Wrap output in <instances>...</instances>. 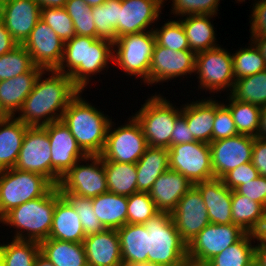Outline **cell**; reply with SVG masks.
I'll list each match as a JSON object with an SVG mask.
<instances>
[{
    "mask_svg": "<svg viewBox=\"0 0 266 266\" xmlns=\"http://www.w3.org/2000/svg\"><path fill=\"white\" fill-rule=\"evenodd\" d=\"M257 177H259L258 170L253 166L252 162H249L230 170L221 179L230 190H235L241 184H246V182L252 181Z\"/></svg>",
    "mask_w": 266,
    "mask_h": 266,
    "instance_id": "f907efd6",
    "label": "cell"
},
{
    "mask_svg": "<svg viewBox=\"0 0 266 266\" xmlns=\"http://www.w3.org/2000/svg\"><path fill=\"white\" fill-rule=\"evenodd\" d=\"M171 215L181 239L186 244L210 223L204 200L194 185L179 200Z\"/></svg>",
    "mask_w": 266,
    "mask_h": 266,
    "instance_id": "e0dca14e",
    "label": "cell"
},
{
    "mask_svg": "<svg viewBox=\"0 0 266 266\" xmlns=\"http://www.w3.org/2000/svg\"><path fill=\"white\" fill-rule=\"evenodd\" d=\"M195 75L198 76V91L201 89L205 93L208 91L209 94L223 91L227 92L226 95L230 94L235 83L232 53L221 45L197 53Z\"/></svg>",
    "mask_w": 266,
    "mask_h": 266,
    "instance_id": "9c48e42d",
    "label": "cell"
},
{
    "mask_svg": "<svg viewBox=\"0 0 266 266\" xmlns=\"http://www.w3.org/2000/svg\"><path fill=\"white\" fill-rule=\"evenodd\" d=\"M119 9L121 0H107L99 6L91 7L97 39L103 38L112 42L117 39Z\"/></svg>",
    "mask_w": 266,
    "mask_h": 266,
    "instance_id": "f35d334b",
    "label": "cell"
},
{
    "mask_svg": "<svg viewBox=\"0 0 266 266\" xmlns=\"http://www.w3.org/2000/svg\"><path fill=\"white\" fill-rule=\"evenodd\" d=\"M231 214L233 224L241 227L246 233H254L264 221L266 209L258 202L232 190Z\"/></svg>",
    "mask_w": 266,
    "mask_h": 266,
    "instance_id": "e575fe53",
    "label": "cell"
},
{
    "mask_svg": "<svg viewBox=\"0 0 266 266\" xmlns=\"http://www.w3.org/2000/svg\"><path fill=\"white\" fill-rule=\"evenodd\" d=\"M230 95L240 102L264 107L266 105V70L235 80Z\"/></svg>",
    "mask_w": 266,
    "mask_h": 266,
    "instance_id": "8d00e7d4",
    "label": "cell"
},
{
    "mask_svg": "<svg viewBox=\"0 0 266 266\" xmlns=\"http://www.w3.org/2000/svg\"><path fill=\"white\" fill-rule=\"evenodd\" d=\"M93 210L106 229H119L127 224L126 196L106 192L92 198Z\"/></svg>",
    "mask_w": 266,
    "mask_h": 266,
    "instance_id": "d6a6232c",
    "label": "cell"
},
{
    "mask_svg": "<svg viewBox=\"0 0 266 266\" xmlns=\"http://www.w3.org/2000/svg\"><path fill=\"white\" fill-rule=\"evenodd\" d=\"M14 168L43 175L51 182V145L42 126H30Z\"/></svg>",
    "mask_w": 266,
    "mask_h": 266,
    "instance_id": "2e32d148",
    "label": "cell"
},
{
    "mask_svg": "<svg viewBox=\"0 0 266 266\" xmlns=\"http://www.w3.org/2000/svg\"><path fill=\"white\" fill-rule=\"evenodd\" d=\"M64 8L73 21L77 36L96 38V27L91 7L83 0H67Z\"/></svg>",
    "mask_w": 266,
    "mask_h": 266,
    "instance_id": "f6af8a7d",
    "label": "cell"
},
{
    "mask_svg": "<svg viewBox=\"0 0 266 266\" xmlns=\"http://www.w3.org/2000/svg\"><path fill=\"white\" fill-rule=\"evenodd\" d=\"M192 186L180 172L168 169L157 178L149 194L160 212L171 213Z\"/></svg>",
    "mask_w": 266,
    "mask_h": 266,
    "instance_id": "d4e9b609",
    "label": "cell"
},
{
    "mask_svg": "<svg viewBox=\"0 0 266 266\" xmlns=\"http://www.w3.org/2000/svg\"><path fill=\"white\" fill-rule=\"evenodd\" d=\"M54 185L43 175L16 168L0 171V219L11 209L44 196Z\"/></svg>",
    "mask_w": 266,
    "mask_h": 266,
    "instance_id": "ba28073f",
    "label": "cell"
},
{
    "mask_svg": "<svg viewBox=\"0 0 266 266\" xmlns=\"http://www.w3.org/2000/svg\"><path fill=\"white\" fill-rule=\"evenodd\" d=\"M164 22L161 27L156 25L153 28L156 43L174 51L190 50L181 21L177 18L176 20H164Z\"/></svg>",
    "mask_w": 266,
    "mask_h": 266,
    "instance_id": "ee69618b",
    "label": "cell"
},
{
    "mask_svg": "<svg viewBox=\"0 0 266 266\" xmlns=\"http://www.w3.org/2000/svg\"><path fill=\"white\" fill-rule=\"evenodd\" d=\"M157 92L148 96L141 108L133 113L140 123L149 147H171L172 132L176 119L182 114V106L176 105Z\"/></svg>",
    "mask_w": 266,
    "mask_h": 266,
    "instance_id": "5b68a950",
    "label": "cell"
},
{
    "mask_svg": "<svg viewBox=\"0 0 266 266\" xmlns=\"http://www.w3.org/2000/svg\"><path fill=\"white\" fill-rule=\"evenodd\" d=\"M252 164L258 170L259 176L266 177V140L254 137Z\"/></svg>",
    "mask_w": 266,
    "mask_h": 266,
    "instance_id": "11a10c76",
    "label": "cell"
},
{
    "mask_svg": "<svg viewBox=\"0 0 266 266\" xmlns=\"http://www.w3.org/2000/svg\"><path fill=\"white\" fill-rule=\"evenodd\" d=\"M171 12L175 17L189 15L218 16L220 0H170Z\"/></svg>",
    "mask_w": 266,
    "mask_h": 266,
    "instance_id": "c3c4849f",
    "label": "cell"
},
{
    "mask_svg": "<svg viewBox=\"0 0 266 266\" xmlns=\"http://www.w3.org/2000/svg\"><path fill=\"white\" fill-rule=\"evenodd\" d=\"M196 54L191 50L174 51L169 48L154 46L148 79L143 83L152 87L174 78L188 77L195 73Z\"/></svg>",
    "mask_w": 266,
    "mask_h": 266,
    "instance_id": "5bb4252c",
    "label": "cell"
},
{
    "mask_svg": "<svg viewBox=\"0 0 266 266\" xmlns=\"http://www.w3.org/2000/svg\"><path fill=\"white\" fill-rule=\"evenodd\" d=\"M57 187L60 192L87 198L108 192L103 159L100 155H88L79 160L61 177Z\"/></svg>",
    "mask_w": 266,
    "mask_h": 266,
    "instance_id": "8fae6325",
    "label": "cell"
},
{
    "mask_svg": "<svg viewBox=\"0 0 266 266\" xmlns=\"http://www.w3.org/2000/svg\"><path fill=\"white\" fill-rule=\"evenodd\" d=\"M266 63V36H250Z\"/></svg>",
    "mask_w": 266,
    "mask_h": 266,
    "instance_id": "680465c9",
    "label": "cell"
},
{
    "mask_svg": "<svg viewBox=\"0 0 266 266\" xmlns=\"http://www.w3.org/2000/svg\"><path fill=\"white\" fill-rule=\"evenodd\" d=\"M246 232L233 223H209L187 244V257L209 262L213 257L240 240Z\"/></svg>",
    "mask_w": 266,
    "mask_h": 266,
    "instance_id": "9a60e30c",
    "label": "cell"
},
{
    "mask_svg": "<svg viewBox=\"0 0 266 266\" xmlns=\"http://www.w3.org/2000/svg\"><path fill=\"white\" fill-rule=\"evenodd\" d=\"M250 17V35L266 36V0H255Z\"/></svg>",
    "mask_w": 266,
    "mask_h": 266,
    "instance_id": "f5cc1de1",
    "label": "cell"
},
{
    "mask_svg": "<svg viewBox=\"0 0 266 266\" xmlns=\"http://www.w3.org/2000/svg\"><path fill=\"white\" fill-rule=\"evenodd\" d=\"M39 7L42 8H59L64 7L67 0H35Z\"/></svg>",
    "mask_w": 266,
    "mask_h": 266,
    "instance_id": "94428289",
    "label": "cell"
},
{
    "mask_svg": "<svg viewBox=\"0 0 266 266\" xmlns=\"http://www.w3.org/2000/svg\"><path fill=\"white\" fill-rule=\"evenodd\" d=\"M4 117H5V115L0 110V120L3 119Z\"/></svg>",
    "mask_w": 266,
    "mask_h": 266,
    "instance_id": "2644e50d",
    "label": "cell"
},
{
    "mask_svg": "<svg viewBox=\"0 0 266 266\" xmlns=\"http://www.w3.org/2000/svg\"><path fill=\"white\" fill-rule=\"evenodd\" d=\"M248 42L249 46L239 47L232 53L235 80L266 70L265 60L256 45L251 40Z\"/></svg>",
    "mask_w": 266,
    "mask_h": 266,
    "instance_id": "60d3db41",
    "label": "cell"
},
{
    "mask_svg": "<svg viewBox=\"0 0 266 266\" xmlns=\"http://www.w3.org/2000/svg\"><path fill=\"white\" fill-rule=\"evenodd\" d=\"M254 259L258 266H266V246H255Z\"/></svg>",
    "mask_w": 266,
    "mask_h": 266,
    "instance_id": "6125c7cd",
    "label": "cell"
},
{
    "mask_svg": "<svg viewBox=\"0 0 266 266\" xmlns=\"http://www.w3.org/2000/svg\"><path fill=\"white\" fill-rule=\"evenodd\" d=\"M11 0H0V6H2L3 4L10 2Z\"/></svg>",
    "mask_w": 266,
    "mask_h": 266,
    "instance_id": "89a4df30",
    "label": "cell"
},
{
    "mask_svg": "<svg viewBox=\"0 0 266 266\" xmlns=\"http://www.w3.org/2000/svg\"><path fill=\"white\" fill-rule=\"evenodd\" d=\"M41 20L50 26L63 42L76 35L73 21L64 7L42 8Z\"/></svg>",
    "mask_w": 266,
    "mask_h": 266,
    "instance_id": "7dc6e473",
    "label": "cell"
},
{
    "mask_svg": "<svg viewBox=\"0 0 266 266\" xmlns=\"http://www.w3.org/2000/svg\"><path fill=\"white\" fill-rule=\"evenodd\" d=\"M127 199V224H143L160 212L149 192H137Z\"/></svg>",
    "mask_w": 266,
    "mask_h": 266,
    "instance_id": "bcb514c9",
    "label": "cell"
},
{
    "mask_svg": "<svg viewBox=\"0 0 266 266\" xmlns=\"http://www.w3.org/2000/svg\"><path fill=\"white\" fill-rule=\"evenodd\" d=\"M40 252L54 266H88L83 243L48 238L40 242Z\"/></svg>",
    "mask_w": 266,
    "mask_h": 266,
    "instance_id": "1f68e13d",
    "label": "cell"
},
{
    "mask_svg": "<svg viewBox=\"0 0 266 266\" xmlns=\"http://www.w3.org/2000/svg\"><path fill=\"white\" fill-rule=\"evenodd\" d=\"M199 190L208 211V217L212 224L233 223L231 214L232 190H230L220 178L194 184Z\"/></svg>",
    "mask_w": 266,
    "mask_h": 266,
    "instance_id": "603a6c76",
    "label": "cell"
},
{
    "mask_svg": "<svg viewBox=\"0 0 266 266\" xmlns=\"http://www.w3.org/2000/svg\"><path fill=\"white\" fill-rule=\"evenodd\" d=\"M253 235L255 241H257L255 246H266V216L264 221L258 226Z\"/></svg>",
    "mask_w": 266,
    "mask_h": 266,
    "instance_id": "6f0895ef",
    "label": "cell"
},
{
    "mask_svg": "<svg viewBox=\"0 0 266 266\" xmlns=\"http://www.w3.org/2000/svg\"><path fill=\"white\" fill-rule=\"evenodd\" d=\"M255 238L252 233H246L236 243L213 257L211 266H245L254 259Z\"/></svg>",
    "mask_w": 266,
    "mask_h": 266,
    "instance_id": "ab89813d",
    "label": "cell"
},
{
    "mask_svg": "<svg viewBox=\"0 0 266 266\" xmlns=\"http://www.w3.org/2000/svg\"><path fill=\"white\" fill-rule=\"evenodd\" d=\"M42 127L47 131L51 145V183L57 186L61 177L88 155L78 145L62 120Z\"/></svg>",
    "mask_w": 266,
    "mask_h": 266,
    "instance_id": "4fadbf2b",
    "label": "cell"
},
{
    "mask_svg": "<svg viewBox=\"0 0 266 266\" xmlns=\"http://www.w3.org/2000/svg\"><path fill=\"white\" fill-rule=\"evenodd\" d=\"M165 1L168 0H121L117 38L152 31L155 24L159 23L160 14H163L161 10L165 7Z\"/></svg>",
    "mask_w": 266,
    "mask_h": 266,
    "instance_id": "d6986e66",
    "label": "cell"
},
{
    "mask_svg": "<svg viewBox=\"0 0 266 266\" xmlns=\"http://www.w3.org/2000/svg\"><path fill=\"white\" fill-rule=\"evenodd\" d=\"M149 236L148 261L160 266H182L187 244L181 239L169 212H159L143 223Z\"/></svg>",
    "mask_w": 266,
    "mask_h": 266,
    "instance_id": "8992f818",
    "label": "cell"
},
{
    "mask_svg": "<svg viewBox=\"0 0 266 266\" xmlns=\"http://www.w3.org/2000/svg\"><path fill=\"white\" fill-rule=\"evenodd\" d=\"M88 266H119L123 264L121 245L116 229H104L83 241Z\"/></svg>",
    "mask_w": 266,
    "mask_h": 266,
    "instance_id": "7402d4cb",
    "label": "cell"
},
{
    "mask_svg": "<svg viewBox=\"0 0 266 266\" xmlns=\"http://www.w3.org/2000/svg\"><path fill=\"white\" fill-rule=\"evenodd\" d=\"M112 62V41L75 35L64 42L62 60L56 70L69 76L73 84L84 91L91 84L93 75L105 74L102 72L106 69L108 72Z\"/></svg>",
    "mask_w": 266,
    "mask_h": 266,
    "instance_id": "7a4b0ae2",
    "label": "cell"
},
{
    "mask_svg": "<svg viewBox=\"0 0 266 266\" xmlns=\"http://www.w3.org/2000/svg\"><path fill=\"white\" fill-rule=\"evenodd\" d=\"M156 44L153 30L126 34L113 42V63L125 76L139 78L144 83L149 76L150 63Z\"/></svg>",
    "mask_w": 266,
    "mask_h": 266,
    "instance_id": "52a82bcc",
    "label": "cell"
},
{
    "mask_svg": "<svg viewBox=\"0 0 266 266\" xmlns=\"http://www.w3.org/2000/svg\"><path fill=\"white\" fill-rule=\"evenodd\" d=\"M115 124L110 122L100 156L103 160L135 164L148 147L142 127L133 115L124 125Z\"/></svg>",
    "mask_w": 266,
    "mask_h": 266,
    "instance_id": "30bf717a",
    "label": "cell"
},
{
    "mask_svg": "<svg viewBox=\"0 0 266 266\" xmlns=\"http://www.w3.org/2000/svg\"><path fill=\"white\" fill-rule=\"evenodd\" d=\"M119 266H130V265H127V264H121V265H119Z\"/></svg>",
    "mask_w": 266,
    "mask_h": 266,
    "instance_id": "34e18365",
    "label": "cell"
},
{
    "mask_svg": "<svg viewBox=\"0 0 266 266\" xmlns=\"http://www.w3.org/2000/svg\"><path fill=\"white\" fill-rule=\"evenodd\" d=\"M256 137L266 140V105L261 107L260 122Z\"/></svg>",
    "mask_w": 266,
    "mask_h": 266,
    "instance_id": "91938a15",
    "label": "cell"
},
{
    "mask_svg": "<svg viewBox=\"0 0 266 266\" xmlns=\"http://www.w3.org/2000/svg\"><path fill=\"white\" fill-rule=\"evenodd\" d=\"M85 237L78 214L55 186V208L49 238L83 243Z\"/></svg>",
    "mask_w": 266,
    "mask_h": 266,
    "instance_id": "484cf974",
    "label": "cell"
},
{
    "mask_svg": "<svg viewBox=\"0 0 266 266\" xmlns=\"http://www.w3.org/2000/svg\"><path fill=\"white\" fill-rule=\"evenodd\" d=\"M117 232L123 264L148 261L150 235L143 224H125Z\"/></svg>",
    "mask_w": 266,
    "mask_h": 266,
    "instance_id": "4dcf8cb0",
    "label": "cell"
},
{
    "mask_svg": "<svg viewBox=\"0 0 266 266\" xmlns=\"http://www.w3.org/2000/svg\"><path fill=\"white\" fill-rule=\"evenodd\" d=\"M245 266H258V263L255 259H253L251 262H249L247 265Z\"/></svg>",
    "mask_w": 266,
    "mask_h": 266,
    "instance_id": "a7ac6f4b",
    "label": "cell"
},
{
    "mask_svg": "<svg viewBox=\"0 0 266 266\" xmlns=\"http://www.w3.org/2000/svg\"><path fill=\"white\" fill-rule=\"evenodd\" d=\"M60 193L78 214L85 236L96 234L106 229L93 210L92 198L78 196L70 192Z\"/></svg>",
    "mask_w": 266,
    "mask_h": 266,
    "instance_id": "7bdbcfd3",
    "label": "cell"
},
{
    "mask_svg": "<svg viewBox=\"0 0 266 266\" xmlns=\"http://www.w3.org/2000/svg\"><path fill=\"white\" fill-rule=\"evenodd\" d=\"M0 19L12 38L22 45L41 19V8L35 0H11L0 6Z\"/></svg>",
    "mask_w": 266,
    "mask_h": 266,
    "instance_id": "44dd1931",
    "label": "cell"
},
{
    "mask_svg": "<svg viewBox=\"0 0 266 266\" xmlns=\"http://www.w3.org/2000/svg\"><path fill=\"white\" fill-rule=\"evenodd\" d=\"M214 178H222L239 165L252 162L254 137L238 134L210 144Z\"/></svg>",
    "mask_w": 266,
    "mask_h": 266,
    "instance_id": "ffe728a7",
    "label": "cell"
},
{
    "mask_svg": "<svg viewBox=\"0 0 266 266\" xmlns=\"http://www.w3.org/2000/svg\"><path fill=\"white\" fill-rule=\"evenodd\" d=\"M235 1H236V3H240V2L243 3V2H245V0H235Z\"/></svg>",
    "mask_w": 266,
    "mask_h": 266,
    "instance_id": "753ad0ef",
    "label": "cell"
},
{
    "mask_svg": "<svg viewBox=\"0 0 266 266\" xmlns=\"http://www.w3.org/2000/svg\"><path fill=\"white\" fill-rule=\"evenodd\" d=\"M225 105L230 109L238 134L256 137L260 122L261 108L251 103L235 100L230 94Z\"/></svg>",
    "mask_w": 266,
    "mask_h": 266,
    "instance_id": "74e56055",
    "label": "cell"
},
{
    "mask_svg": "<svg viewBox=\"0 0 266 266\" xmlns=\"http://www.w3.org/2000/svg\"><path fill=\"white\" fill-rule=\"evenodd\" d=\"M34 266H54L41 252L36 257Z\"/></svg>",
    "mask_w": 266,
    "mask_h": 266,
    "instance_id": "e7e4bbea",
    "label": "cell"
},
{
    "mask_svg": "<svg viewBox=\"0 0 266 266\" xmlns=\"http://www.w3.org/2000/svg\"><path fill=\"white\" fill-rule=\"evenodd\" d=\"M191 100L182 104V115L186 118L191 135L196 141L210 144L216 114V96ZM214 96V98H212Z\"/></svg>",
    "mask_w": 266,
    "mask_h": 266,
    "instance_id": "cb8c5ba5",
    "label": "cell"
},
{
    "mask_svg": "<svg viewBox=\"0 0 266 266\" xmlns=\"http://www.w3.org/2000/svg\"><path fill=\"white\" fill-rule=\"evenodd\" d=\"M55 208V186L44 196L29 200L7 212L0 224L14 228L13 239L41 242L49 238Z\"/></svg>",
    "mask_w": 266,
    "mask_h": 266,
    "instance_id": "277c9868",
    "label": "cell"
},
{
    "mask_svg": "<svg viewBox=\"0 0 266 266\" xmlns=\"http://www.w3.org/2000/svg\"><path fill=\"white\" fill-rule=\"evenodd\" d=\"M135 164L137 191L149 192L157 178L169 169L168 149L148 146Z\"/></svg>",
    "mask_w": 266,
    "mask_h": 266,
    "instance_id": "f546056e",
    "label": "cell"
},
{
    "mask_svg": "<svg viewBox=\"0 0 266 266\" xmlns=\"http://www.w3.org/2000/svg\"><path fill=\"white\" fill-rule=\"evenodd\" d=\"M108 192L128 197L137 193L136 164L103 160Z\"/></svg>",
    "mask_w": 266,
    "mask_h": 266,
    "instance_id": "836d02e7",
    "label": "cell"
},
{
    "mask_svg": "<svg viewBox=\"0 0 266 266\" xmlns=\"http://www.w3.org/2000/svg\"><path fill=\"white\" fill-rule=\"evenodd\" d=\"M0 266H3V262H2V259H1V249H0Z\"/></svg>",
    "mask_w": 266,
    "mask_h": 266,
    "instance_id": "8c879c8a",
    "label": "cell"
},
{
    "mask_svg": "<svg viewBox=\"0 0 266 266\" xmlns=\"http://www.w3.org/2000/svg\"><path fill=\"white\" fill-rule=\"evenodd\" d=\"M79 92L69 76L57 70H43L15 117L28 126H44L59 121Z\"/></svg>",
    "mask_w": 266,
    "mask_h": 266,
    "instance_id": "6da1fadb",
    "label": "cell"
},
{
    "mask_svg": "<svg viewBox=\"0 0 266 266\" xmlns=\"http://www.w3.org/2000/svg\"><path fill=\"white\" fill-rule=\"evenodd\" d=\"M35 67L31 55L22 46L0 56V81L24 74Z\"/></svg>",
    "mask_w": 266,
    "mask_h": 266,
    "instance_id": "b9f144b4",
    "label": "cell"
},
{
    "mask_svg": "<svg viewBox=\"0 0 266 266\" xmlns=\"http://www.w3.org/2000/svg\"><path fill=\"white\" fill-rule=\"evenodd\" d=\"M213 15L182 16L179 20L185 31L189 49L195 54L219 47L215 27L211 19Z\"/></svg>",
    "mask_w": 266,
    "mask_h": 266,
    "instance_id": "f1b7e54d",
    "label": "cell"
},
{
    "mask_svg": "<svg viewBox=\"0 0 266 266\" xmlns=\"http://www.w3.org/2000/svg\"><path fill=\"white\" fill-rule=\"evenodd\" d=\"M182 266H211L209 262L198 261L187 257Z\"/></svg>",
    "mask_w": 266,
    "mask_h": 266,
    "instance_id": "be15d7a7",
    "label": "cell"
},
{
    "mask_svg": "<svg viewBox=\"0 0 266 266\" xmlns=\"http://www.w3.org/2000/svg\"><path fill=\"white\" fill-rule=\"evenodd\" d=\"M22 46L31 55L35 66L56 70L62 60L64 42L43 20H39Z\"/></svg>",
    "mask_w": 266,
    "mask_h": 266,
    "instance_id": "ac0fdd59",
    "label": "cell"
},
{
    "mask_svg": "<svg viewBox=\"0 0 266 266\" xmlns=\"http://www.w3.org/2000/svg\"><path fill=\"white\" fill-rule=\"evenodd\" d=\"M238 194L260 203L266 209V177L259 176L235 189Z\"/></svg>",
    "mask_w": 266,
    "mask_h": 266,
    "instance_id": "816d5d0a",
    "label": "cell"
},
{
    "mask_svg": "<svg viewBox=\"0 0 266 266\" xmlns=\"http://www.w3.org/2000/svg\"><path fill=\"white\" fill-rule=\"evenodd\" d=\"M18 45L0 19V56L12 51Z\"/></svg>",
    "mask_w": 266,
    "mask_h": 266,
    "instance_id": "9f6ffc18",
    "label": "cell"
},
{
    "mask_svg": "<svg viewBox=\"0 0 266 266\" xmlns=\"http://www.w3.org/2000/svg\"><path fill=\"white\" fill-rule=\"evenodd\" d=\"M129 265L130 266H160V265L153 263L151 261L132 262Z\"/></svg>",
    "mask_w": 266,
    "mask_h": 266,
    "instance_id": "03108f58",
    "label": "cell"
},
{
    "mask_svg": "<svg viewBox=\"0 0 266 266\" xmlns=\"http://www.w3.org/2000/svg\"><path fill=\"white\" fill-rule=\"evenodd\" d=\"M169 169L180 172L193 185L214 178L208 143L195 141L168 149Z\"/></svg>",
    "mask_w": 266,
    "mask_h": 266,
    "instance_id": "7c38bea8",
    "label": "cell"
},
{
    "mask_svg": "<svg viewBox=\"0 0 266 266\" xmlns=\"http://www.w3.org/2000/svg\"><path fill=\"white\" fill-rule=\"evenodd\" d=\"M195 141V138L191 135V131L188 128L186 118L181 114L175 122L174 130L172 132L171 146Z\"/></svg>",
    "mask_w": 266,
    "mask_h": 266,
    "instance_id": "db71d44e",
    "label": "cell"
},
{
    "mask_svg": "<svg viewBox=\"0 0 266 266\" xmlns=\"http://www.w3.org/2000/svg\"><path fill=\"white\" fill-rule=\"evenodd\" d=\"M0 249L3 266H34L40 243L11 238L6 244L0 242Z\"/></svg>",
    "mask_w": 266,
    "mask_h": 266,
    "instance_id": "d590c367",
    "label": "cell"
},
{
    "mask_svg": "<svg viewBox=\"0 0 266 266\" xmlns=\"http://www.w3.org/2000/svg\"><path fill=\"white\" fill-rule=\"evenodd\" d=\"M29 127L15 116L0 120V171L14 168Z\"/></svg>",
    "mask_w": 266,
    "mask_h": 266,
    "instance_id": "83f0119b",
    "label": "cell"
},
{
    "mask_svg": "<svg viewBox=\"0 0 266 266\" xmlns=\"http://www.w3.org/2000/svg\"><path fill=\"white\" fill-rule=\"evenodd\" d=\"M89 7L99 6L107 0H83Z\"/></svg>",
    "mask_w": 266,
    "mask_h": 266,
    "instance_id": "003e7915",
    "label": "cell"
},
{
    "mask_svg": "<svg viewBox=\"0 0 266 266\" xmlns=\"http://www.w3.org/2000/svg\"><path fill=\"white\" fill-rule=\"evenodd\" d=\"M82 94L83 91H80L70 101L61 120L87 155H100L106 143L112 116L109 118L104 111L82 97Z\"/></svg>",
    "mask_w": 266,
    "mask_h": 266,
    "instance_id": "3957f363",
    "label": "cell"
},
{
    "mask_svg": "<svg viewBox=\"0 0 266 266\" xmlns=\"http://www.w3.org/2000/svg\"><path fill=\"white\" fill-rule=\"evenodd\" d=\"M42 71L43 69L35 66L24 74L0 81V110L5 116L17 114Z\"/></svg>",
    "mask_w": 266,
    "mask_h": 266,
    "instance_id": "4316f807",
    "label": "cell"
},
{
    "mask_svg": "<svg viewBox=\"0 0 266 266\" xmlns=\"http://www.w3.org/2000/svg\"><path fill=\"white\" fill-rule=\"evenodd\" d=\"M212 130V141L238 135L230 109L221 100H216V114Z\"/></svg>",
    "mask_w": 266,
    "mask_h": 266,
    "instance_id": "681fc988",
    "label": "cell"
}]
</instances>
